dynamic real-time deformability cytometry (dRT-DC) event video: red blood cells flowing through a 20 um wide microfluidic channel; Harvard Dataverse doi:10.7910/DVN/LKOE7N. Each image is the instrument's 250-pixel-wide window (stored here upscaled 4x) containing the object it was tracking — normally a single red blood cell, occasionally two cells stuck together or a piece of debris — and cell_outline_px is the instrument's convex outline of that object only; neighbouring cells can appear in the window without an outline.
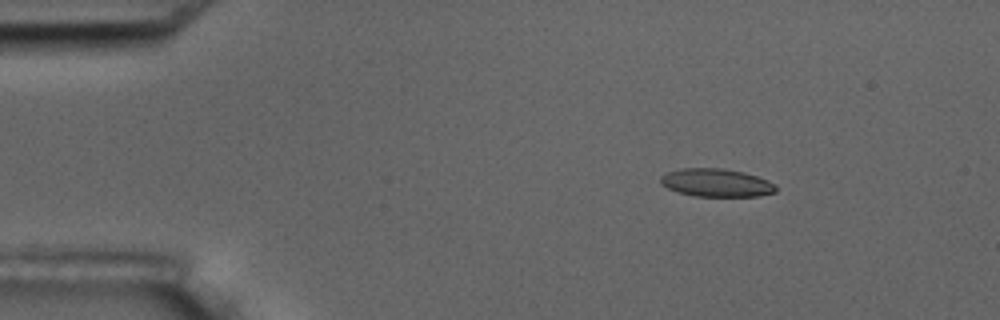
{"species": "common noctule bat (a hibernating species)", "species_latin": "Nyctalus noctula", "temperature_condition": "room temperature", "stored_images_in_passage": 5, "segment_of_instrument_passage": [1, 2], "camera_frame_rate_fps": 3000, "um_per_image_px": 0.085, "animal": {"sex": "male", "body_mass_g": 17.5, "forearm_length_mm": 52.3}, "frame": {"image": 1, "passage_image": 2, "time_ms": 1.0, "image_size_px": [1000, 320], "cell_outline_px": [[776, 192], [760, 196], [696, 196], [680, 192], [668, 188], [660, 184], [660, 176], [668, 172], [680, 168], [720, 168], [744, 172], [768, 180], [776, 184]], "centroid_in_image_um": [60.9, 15.53], "position_along_channel_um": 24.1, "area_um2": 18.84}}